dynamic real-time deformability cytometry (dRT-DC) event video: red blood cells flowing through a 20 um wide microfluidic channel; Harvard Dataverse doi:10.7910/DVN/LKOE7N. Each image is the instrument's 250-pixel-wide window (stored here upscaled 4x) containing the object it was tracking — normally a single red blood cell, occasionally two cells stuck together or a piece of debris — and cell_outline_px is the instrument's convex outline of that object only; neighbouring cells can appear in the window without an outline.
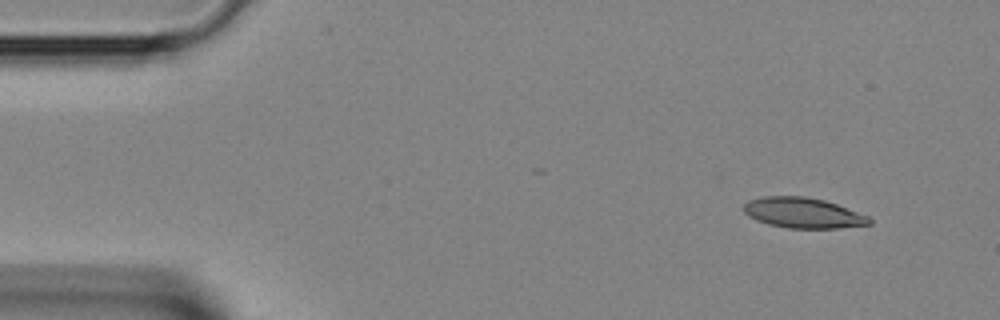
{"species": "Egyptian fruit bat (a non-hibernating species)", "species_latin": "Rousettus aegyptiacus", "temperature_condition": "room temperature", "stored_images_in_passage": 3, "camera_frame_rate_fps": 3000, "um_per_image_px": 0.085, "animal": {"sex": "female"}, "frame": {"image": 1, "passage_image": 1, "time_ms": 0.0, "image_size_px": [1000, 320], "cell_outline_px": [[872, 224], [836, 228], [788, 228], [768, 224], [756, 220], [748, 216], [744, 212], [744, 204], [748, 200], [764, 196], [804, 196], [824, 200], [836, 204], [868, 216], [872, 220]], "centroid_in_image_um": [68.24, 18.09], "position_along_channel_um": 16.8, "area_um2": 22.2}}
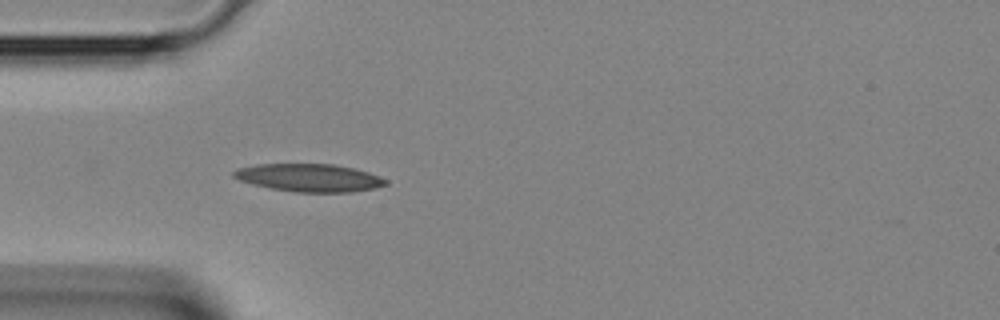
{"frame": {"image": 2, "passage_image": 3, "time_ms": 0.667, "image_size_px": [1000, 320], "cell_outline_px": [[388, 184], [376, 188], [352, 192], [296, 192], [272, 188], [252, 184], [240, 180], [232, 176], [232, 172], [240, 168], [256, 164], [332, 164], [356, 168], [380, 176], [388, 180]], "centroid_in_image_um": [26.33, 15.11], "position_along_channel_um": 58.7, "area_um2": 24.68}}